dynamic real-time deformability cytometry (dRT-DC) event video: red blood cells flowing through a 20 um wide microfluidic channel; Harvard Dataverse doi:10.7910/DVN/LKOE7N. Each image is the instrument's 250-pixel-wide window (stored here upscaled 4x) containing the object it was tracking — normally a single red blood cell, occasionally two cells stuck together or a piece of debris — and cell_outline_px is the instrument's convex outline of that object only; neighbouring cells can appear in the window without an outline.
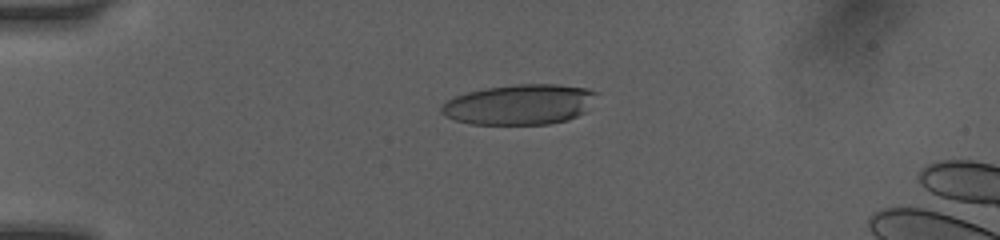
{"species": "human", "species_latin": "Homo sapiens", "temperature_condition": "room temperature", "stored_images_in_passage": 90, "camera_frame_rate_fps": 3000, "um_per_image_px": 0.085, "donor": {"sex": "female"}, "frame": {"image": 1, "passage_image": 23, "time_ms": 4.0, "image_size_px": [1000, 240], "cell_outline_px": [[596, 92], [584, 112], [568, 120], [552, 124], [472, 124], [456, 120], [444, 116], [440, 112], [440, 108], [448, 100], [456, 96], [468, 92], [484, 88], [516, 84], [560, 84], [588, 88]], "centroid_in_image_um": [44.14, 8.88], "position_along_channel_um": 40.9, "area_um2": 36.24}}
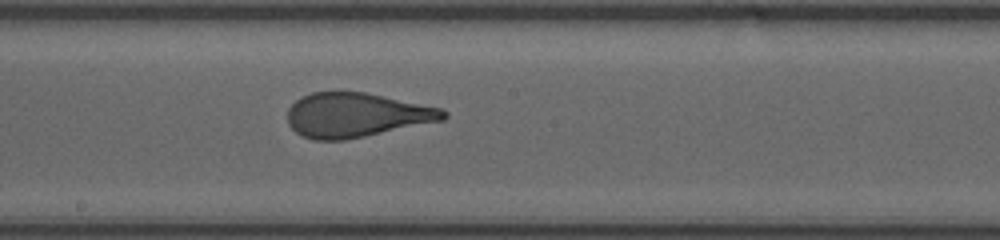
{"frame": {"image": 2, "passage_image": 48, "time_ms": 9.333, "image_size_px": [1000, 240], "cell_outline_px": [[448, 116], [444, 120], [344, 140], [312, 140], [300, 136], [288, 124], [288, 108], [296, 100], [312, 92], [364, 92], [440, 108], [448, 112]], "centroid_in_image_um": [30.26, 9.79], "position_along_channel_um": 217.9, "area_um2": 40.0}}
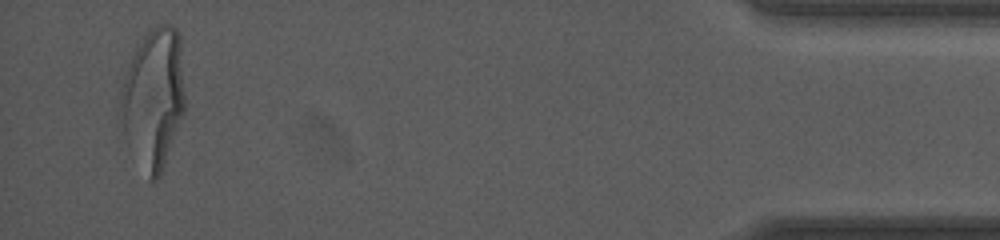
{"frame": {"image": 3, "passage_image": 86, "time_ms": 16.0, "image_size_px": [1000, 240], "cell_outline_px": [[184, 116], [160, 176], [156, 180], [148, 180], [124, 132], [120, 120], [120, 80], [136, 48], [144, 36], [156, 24], [172, 24], [180, 32], [184, 96]], "centroid_in_image_um": [13.05, 8.31], "position_along_channel_um": 422.2, "area_um2": 52.89}, "authors_computed_cell_mechanics": {"area_um2": 40.9802, "velocity_mm_per_s": 4.1218, "shape_relaxation_time_tau1_ms": 5.7254, "shape_relaxation_time_tau2_ms": 0.8159, "deformation_change_tau1": 0.2589, "deformation_change_tau2": 0.0988}}